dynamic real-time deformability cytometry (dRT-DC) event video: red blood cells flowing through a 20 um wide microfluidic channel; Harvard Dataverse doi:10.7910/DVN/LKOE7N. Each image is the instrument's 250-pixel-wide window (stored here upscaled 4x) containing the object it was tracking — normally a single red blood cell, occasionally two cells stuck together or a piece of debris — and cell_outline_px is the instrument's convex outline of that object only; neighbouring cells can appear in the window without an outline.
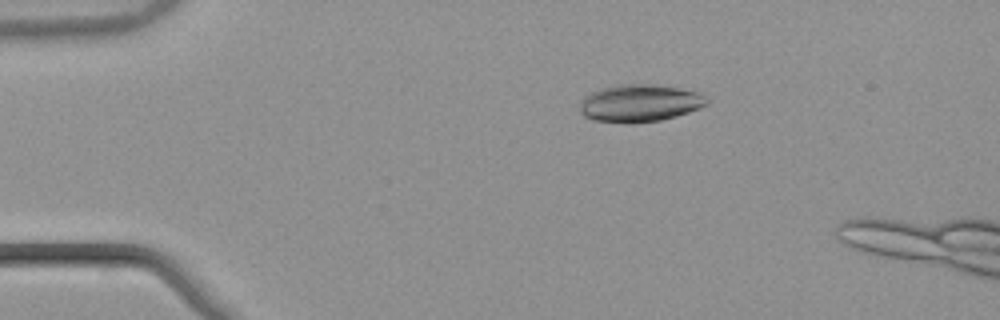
{"species": "common noctule bat (a hibernating species)", "species_latin": "Nyctalus noctula", "temperature_condition": "warm", "stored_images_in_passage": 5, "camera_frame_rate_fps": 3000, "um_per_image_px": 0.085, "animal": {"sex": "male", "body_mass_g": 21.5, "forearm_length_mm": 52.0}, "frame": {"image": 1, "passage_image": 1, "time_ms": 0.0, "image_size_px": [1000, 320], "cell_outline_px": [[708, 104], [700, 108], [676, 116], [660, 120], [628, 124], [624, 124], [592, 120], [584, 116], [580, 112], [580, 100], [584, 96], [600, 88], [616, 84], [656, 84], [704, 92], [708, 96]], "centroid_in_image_um": [54.39, 8.76], "position_along_channel_um": 30.6, "area_um2": 28.38}}